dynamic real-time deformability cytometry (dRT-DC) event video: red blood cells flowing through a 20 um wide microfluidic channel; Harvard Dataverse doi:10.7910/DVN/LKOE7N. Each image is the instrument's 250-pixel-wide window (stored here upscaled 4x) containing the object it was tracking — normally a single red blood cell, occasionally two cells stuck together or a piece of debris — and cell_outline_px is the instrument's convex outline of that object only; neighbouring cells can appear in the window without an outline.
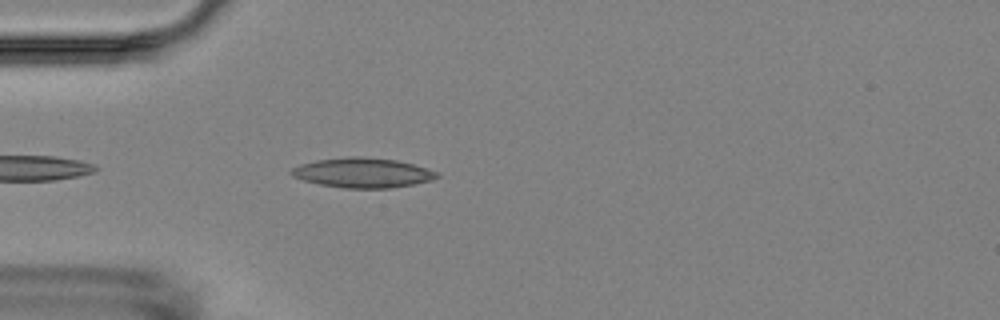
{"species": "Egyptian fruit bat (a non-hibernating species)", "species_latin": "Rousettus aegyptiacus", "temperature_condition": "room temperature", "stored_images_in_passage": 5, "camera_frame_rate_fps": 3000, "um_per_image_px": 0.085, "animal": {"sex": "female"}, "frame": {"image": 1, "passage_image": 5, "time_ms": 4.333, "image_size_px": [1000, 320], "cell_outline_px": [[440, 176], [432, 180], [392, 188], [344, 188], [320, 184], [304, 180], [292, 176], [288, 172], [292, 168], [300, 164], [316, 160], [352, 156], [360, 156], [396, 160], [412, 164], [436, 172]], "centroid_in_image_um": [30.79, 14.68], "position_along_channel_um": 54.2, "area_um2": 25.09}}